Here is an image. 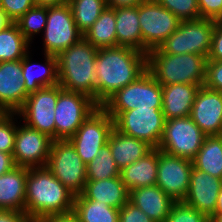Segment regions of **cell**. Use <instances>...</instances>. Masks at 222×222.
I'll return each mask as SVG.
<instances>
[{
  "label": "cell",
  "instance_id": "obj_4",
  "mask_svg": "<svg viewBox=\"0 0 222 222\" xmlns=\"http://www.w3.org/2000/svg\"><path fill=\"white\" fill-rule=\"evenodd\" d=\"M207 58L198 54L170 55L158 48L147 54V70L162 85L184 83L204 86Z\"/></svg>",
  "mask_w": 222,
  "mask_h": 222
},
{
  "label": "cell",
  "instance_id": "obj_20",
  "mask_svg": "<svg viewBox=\"0 0 222 222\" xmlns=\"http://www.w3.org/2000/svg\"><path fill=\"white\" fill-rule=\"evenodd\" d=\"M129 201L154 222H165L175 201L159 186H147L129 191Z\"/></svg>",
  "mask_w": 222,
  "mask_h": 222
},
{
  "label": "cell",
  "instance_id": "obj_45",
  "mask_svg": "<svg viewBox=\"0 0 222 222\" xmlns=\"http://www.w3.org/2000/svg\"><path fill=\"white\" fill-rule=\"evenodd\" d=\"M38 222H79L73 213L65 215H53L40 219Z\"/></svg>",
  "mask_w": 222,
  "mask_h": 222
},
{
  "label": "cell",
  "instance_id": "obj_33",
  "mask_svg": "<svg viewBox=\"0 0 222 222\" xmlns=\"http://www.w3.org/2000/svg\"><path fill=\"white\" fill-rule=\"evenodd\" d=\"M87 180H104L120 176V169L112 157L108 143L98 155L86 165Z\"/></svg>",
  "mask_w": 222,
  "mask_h": 222
},
{
  "label": "cell",
  "instance_id": "obj_47",
  "mask_svg": "<svg viewBox=\"0 0 222 222\" xmlns=\"http://www.w3.org/2000/svg\"><path fill=\"white\" fill-rule=\"evenodd\" d=\"M35 6H59L68 3V0H33Z\"/></svg>",
  "mask_w": 222,
  "mask_h": 222
},
{
  "label": "cell",
  "instance_id": "obj_51",
  "mask_svg": "<svg viewBox=\"0 0 222 222\" xmlns=\"http://www.w3.org/2000/svg\"><path fill=\"white\" fill-rule=\"evenodd\" d=\"M7 112L0 106V118L3 117Z\"/></svg>",
  "mask_w": 222,
  "mask_h": 222
},
{
  "label": "cell",
  "instance_id": "obj_29",
  "mask_svg": "<svg viewBox=\"0 0 222 222\" xmlns=\"http://www.w3.org/2000/svg\"><path fill=\"white\" fill-rule=\"evenodd\" d=\"M192 162L194 168L222 180V135L206 136Z\"/></svg>",
  "mask_w": 222,
  "mask_h": 222
},
{
  "label": "cell",
  "instance_id": "obj_50",
  "mask_svg": "<svg viewBox=\"0 0 222 222\" xmlns=\"http://www.w3.org/2000/svg\"><path fill=\"white\" fill-rule=\"evenodd\" d=\"M210 222H222V213H217L210 218Z\"/></svg>",
  "mask_w": 222,
  "mask_h": 222
},
{
  "label": "cell",
  "instance_id": "obj_31",
  "mask_svg": "<svg viewBox=\"0 0 222 222\" xmlns=\"http://www.w3.org/2000/svg\"><path fill=\"white\" fill-rule=\"evenodd\" d=\"M29 44L14 22L0 31V62L21 60L29 53Z\"/></svg>",
  "mask_w": 222,
  "mask_h": 222
},
{
  "label": "cell",
  "instance_id": "obj_39",
  "mask_svg": "<svg viewBox=\"0 0 222 222\" xmlns=\"http://www.w3.org/2000/svg\"><path fill=\"white\" fill-rule=\"evenodd\" d=\"M204 86L215 91H222V61H207Z\"/></svg>",
  "mask_w": 222,
  "mask_h": 222
},
{
  "label": "cell",
  "instance_id": "obj_7",
  "mask_svg": "<svg viewBox=\"0 0 222 222\" xmlns=\"http://www.w3.org/2000/svg\"><path fill=\"white\" fill-rule=\"evenodd\" d=\"M46 167L75 196L83 192L86 164L69 140H52Z\"/></svg>",
  "mask_w": 222,
  "mask_h": 222
},
{
  "label": "cell",
  "instance_id": "obj_19",
  "mask_svg": "<svg viewBox=\"0 0 222 222\" xmlns=\"http://www.w3.org/2000/svg\"><path fill=\"white\" fill-rule=\"evenodd\" d=\"M28 95L22 79V59L0 62V106L7 113H17Z\"/></svg>",
  "mask_w": 222,
  "mask_h": 222
},
{
  "label": "cell",
  "instance_id": "obj_5",
  "mask_svg": "<svg viewBox=\"0 0 222 222\" xmlns=\"http://www.w3.org/2000/svg\"><path fill=\"white\" fill-rule=\"evenodd\" d=\"M119 132L143 140L152 148H158L165 126L162 107L136 108L123 112H107Z\"/></svg>",
  "mask_w": 222,
  "mask_h": 222
},
{
  "label": "cell",
  "instance_id": "obj_1",
  "mask_svg": "<svg viewBox=\"0 0 222 222\" xmlns=\"http://www.w3.org/2000/svg\"><path fill=\"white\" fill-rule=\"evenodd\" d=\"M147 70V54L125 46L100 48L95 61V103L102 106Z\"/></svg>",
  "mask_w": 222,
  "mask_h": 222
},
{
  "label": "cell",
  "instance_id": "obj_37",
  "mask_svg": "<svg viewBox=\"0 0 222 222\" xmlns=\"http://www.w3.org/2000/svg\"><path fill=\"white\" fill-rule=\"evenodd\" d=\"M13 115L18 113H6L0 118V151L13 155L17 126L13 121Z\"/></svg>",
  "mask_w": 222,
  "mask_h": 222
},
{
  "label": "cell",
  "instance_id": "obj_3",
  "mask_svg": "<svg viewBox=\"0 0 222 222\" xmlns=\"http://www.w3.org/2000/svg\"><path fill=\"white\" fill-rule=\"evenodd\" d=\"M98 49L84 37L56 56L58 84L95 101V61Z\"/></svg>",
  "mask_w": 222,
  "mask_h": 222
},
{
  "label": "cell",
  "instance_id": "obj_6",
  "mask_svg": "<svg viewBox=\"0 0 222 222\" xmlns=\"http://www.w3.org/2000/svg\"><path fill=\"white\" fill-rule=\"evenodd\" d=\"M214 28L215 20L212 19L183 20L158 49L170 55L190 53L208 58Z\"/></svg>",
  "mask_w": 222,
  "mask_h": 222
},
{
  "label": "cell",
  "instance_id": "obj_44",
  "mask_svg": "<svg viewBox=\"0 0 222 222\" xmlns=\"http://www.w3.org/2000/svg\"><path fill=\"white\" fill-rule=\"evenodd\" d=\"M15 166L13 155L0 151V175L11 171Z\"/></svg>",
  "mask_w": 222,
  "mask_h": 222
},
{
  "label": "cell",
  "instance_id": "obj_35",
  "mask_svg": "<svg viewBox=\"0 0 222 222\" xmlns=\"http://www.w3.org/2000/svg\"><path fill=\"white\" fill-rule=\"evenodd\" d=\"M181 21L200 19L198 0H155Z\"/></svg>",
  "mask_w": 222,
  "mask_h": 222
},
{
  "label": "cell",
  "instance_id": "obj_26",
  "mask_svg": "<svg viewBox=\"0 0 222 222\" xmlns=\"http://www.w3.org/2000/svg\"><path fill=\"white\" fill-rule=\"evenodd\" d=\"M117 46L142 52V31L138 19V6L115 8Z\"/></svg>",
  "mask_w": 222,
  "mask_h": 222
},
{
  "label": "cell",
  "instance_id": "obj_41",
  "mask_svg": "<svg viewBox=\"0 0 222 222\" xmlns=\"http://www.w3.org/2000/svg\"><path fill=\"white\" fill-rule=\"evenodd\" d=\"M201 18L222 20V0H198Z\"/></svg>",
  "mask_w": 222,
  "mask_h": 222
},
{
  "label": "cell",
  "instance_id": "obj_27",
  "mask_svg": "<svg viewBox=\"0 0 222 222\" xmlns=\"http://www.w3.org/2000/svg\"><path fill=\"white\" fill-rule=\"evenodd\" d=\"M45 58L46 63L43 67L38 64L30 63L31 61L28 53L22 58V79L24 80L25 90L28 94L34 93L43 87H50L58 84L56 56L45 54ZM35 66L41 67V74L40 72L38 74L35 73L36 71L34 70L37 69H34Z\"/></svg>",
  "mask_w": 222,
  "mask_h": 222
},
{
  "label": "cell",
  "instance_id": "obj_8",
  "mask_svg": "<svg viewBox=\"0 0 222 222\" xmlns=\"http://www.w3.org/2000/svg\"><path fill=\"white\" fill-rule=\"evenodd\" d=\"M101 107L106 112L162 107V87L146 70L134 82L117 91Z\"/></svg>",
  "mask_w": 222,
  "mask_h": 222
},
{
  "label": "cell",
  "instance_id": "obj_42",
  "mask_svg": "<svg viewBox=\"0 0 222 222\" xmlns=\"http://www.w3.org/2000/svg\"><path fill=\"white\" fill-rule=\"evenodd\" d=\"M207 61H222V20L215 21L212 45Z\"/></svg>",
  "mask_w": 222,
  "mask_h": 222
},
{
  "label": "cell",
  "instance_id": "obj_21",
  "mask_svg": "<svg viewBox=\"0 0 222 222\" xmlns=\"http://www.w3.org/2000/svg\"><path fill=\"white\" fill-rule=\"evenodd\" d=\"M162 112L166 120L190 116L197 84L176 83L162 85Z\"/></svg>",
  "mask_w": 222,
  "mask_h": 222
},
{
  "label": "cell",
  "instance_id": "obj_25",
  "mask_svg": "<svg viewBox=\"0 0 222 222\" xmlns=\"http://www.w3.org/2000/svg\"><path fill=\"white\" fill-rule=\"evenodd\" d=\"M107 143L120 170L141 159L152 149L145 141L125 135L115 128L110 133Z\"/></svg>",
  "mask_w": 222,
  "mask_h": 222
},
{
  "label": "cell",
  "instance_id": "obj_10",
  "mask_svg": "<svg viewBox=\"0 0 222 222\" xmlns=\"http://www.w3.org/2000/svg\"><path fill=\"white\" fill-rule=\"evenodd\" d=\"M99 106L89 96L62 90L55 107V140H69Z\"/></svg>",
  "mask_w": 222,
  "mask_h": 222
},
{
  "label": "cell",
  "instance_id": "obj_23",
  "mask_svg": "<svg viewBox=\"0 0 222 222\" xmlns=\"http://www.w3.org/2000/svg\"><path fill=\"white\" fill-rule=\"evenodd\" d=\"M81 194L86 199L101 201L117 209L129 201V190L120 176L104 180H87Z\"/></svg>",
  "mask_w": 222,
  "mask_h": 222
},
{
  "label": "cell",
  "instance_id": "obj_18",
  "mask_svg": "<svg viewBox=\"0 0 222 222\" xmlns=\"http://www.w3.org/2000/svg\"><path fill=\"white\" fill-rule=\"evenodd\" d=\"M222 180L208 173L192 168L190 186L183 202L206 215L209 219L215 215L217 198Z\"/></svg>",
  "mask_w": 222,
  "mask_h": 222
},
{
  "label": "cell",
  "instance_id": "obj_28",
  "mask_svg": "<svg viewBox=\"0 0 222 222\" xmlns=\"http://www.w3.org/2000/svg\"><path fill=\"white\" fill-rule=\"evenodd\" d=\"M115 25V9L107 6L83 37L97 49L116 47Z\"/></svg>",
  "mask_w": 222,
  "mask_h": 222
},
{
  "label": "cell",
  "instance_id": "obj_43",
  "mask_svg": "<svg viewBox=\"0 0 222 222\" xmlns=\"http://www.w3.org/2000/svg\"><path fill=\"white\" fill-rule=\"evenodd\" d=\"M0 222H33L24 212L17 210H0Z\"/></svg>",
  "mask_w": 222,
  "mask_h": 222
},
{
  "label": "cell",
  "instance_id": "obj_49",
  "mask_svg": "<svg viewBox=\"0 0 222 222\" xmlns=\"http://www.w3.org/2000/svg\"><path fill=\"white\" fill-rule=\"evenodd\" d=\"M222 213V187L219 191L218 198H217V206L215 209V214Z\"/></svg>",
  "mask_w": 222,
  "mask_h": 222
},
{
  "label": "cell",
  "instance_id": "obj_2",
  "mask_svg": "<svg viewBox=\"0 0 222 222\" xmlns=\"http://www.w3.org/2000/svg\"><path fill=\"white\" fill-rule=\"evenodd\" d=\"M75 195L46 167L28 168L25 214L33 222L48 216L72 213Z\"/></svg>",
  "mask_w": 222,
  "mask_h": 222
},
{
  "label": "cell",
  "instance_id": "obj_30",
  "mask_svg": "<svg viewBox=\"0 0 222 222\" xmlns=\"http://www.w3.org/2000/svg\"><path fill=\"white\" fill-rule=\"evenodd\" d=\"M72 213L79 222H119V209L96 200L76 195Z\"/></svg>",
  "mask_w": 222,
  "mask_h": 222
},
{
  "label": "cell",
  "instance_id": "obj_24",
  "mask_svg": "<svg viewBox=\"0 0 222 222\" xmlns=\"http://www.w3.org/2000/svg\"><path fill=\"white\" fill-rule=\"evenodd\" d=\"M157 166L158 148H152L141 159L120 170V177L129 191L154 186L157 180Z\"/></svg>",
  "mask_w": 222,
  "mask_h": 222
},
{
  "label": "cell",
  "instance_id": "obj_15",
  "mask_svg": "<svg viewBox=\"0 0 222 222\" xmlns=\"http://www.w3.org/2000/svg\"><path fill=\"white\" fill-rule=\"evenodd\" d=\"M193 162L158 149L156 185L175 202L183 201L190 186Z\"/></svg>",
  "mask_w": 222,
  "mask_h": 222
},
{
  "label": "cell",
  "instance_id": "obj_11",
  "mask_svg": "<svg viewBox=\"0 0 222 222\" xmlns=\"http://www.w3.org/2000/svg\"><path fill=\"white\" fill-rule=\"evenodd\" d=\"M206 135L190 116L165 121L158 149L181 158L193 160Z\"/></svg>",
  "mask_w": 222,
  "mask_h": 222
},
{
  "label": "cell",
  "instance_id": "obj_12",
  "mask_svg": "<svg viewBox=\"0 0 222 222\" xmlns=\"http://www.w3.org/2000/svg\"><path fill=\"white\" fill-rule=\"evenodd\" d=\"M113 128V118L99 106L82 123L69 141L87 165L98 155L102 146L107 144Z\"/></svg>",
  "mask_w": 222,
  "mask_h": 222
},
{
  "label": "cell",
  "instance_id": "obj_46",
  "mask_svg": "<svg viewBox=\"0 0 222 222\" xmlns=\"http://www.w3.org/2000/svg\"><path fill=\"white\" fill-rule=\"evenodd\" d=\"M144 1L145 0H106L107 6L114 9L138 6L140 3H143Z\"/></svg>",
  "mask_w": 222,
  "mask_h": 222
},
{
  "label": "cell",
  "instance_id": "obj_48",
  "mask_svg": "<svg viewBox=\"0 0 222 222\" xmlns=\"http://www.w3.org/2000/svg\"><path fill=\"white\" fill-rule=\"evenodd\" d=\"M13 23V20L2 9H0V31L8 28Z\"/></svg>",
  "mask_w": 222,
  "mask_h": 222
},
{
  "label": "cell",
  "instance_id": "obj_32",
  "mask_svg": "<svg viewBox=\"0 0 222 222\" xmlns=\"http://www.w3.org/2000/svg\"><path fill=\"white\" fill-rule=\"evenodd\" d=\"M73 18L77 29L84 34L107 7L106 0H70Z\"/></svg>",
  "mask_w": 222,
  "mask_h": 222
},
{
  "label": "cell",
  "instance_id": "obj_40",
  "mask_svg": "<svg viewBox=\"0 0 222 222\" xmlns=\"http://www.w3.org/2000/svg\"><path fill=\"white\" fill-rule=\"evenodd\" d=\"M119 222H154L137 206L128 201L119 209Z\"/></svg>",
  "mask_w": 222,
  "mask_h": 222
},
{
  "label": "cell",
  "instance_id": "obj_16",
  "mask_svg": "<svg viewBox=\"0 0 222 222\" xmlns=\"http://www.w3.org/2000/svg\"><path fill=\"white\" fill-rule=\"evenodd\" d=\"M52 138L47 134L27 127H17L13 160L15 166L33 168L46 166Z\"/></svg>",
  "mask_w": 222,
  "mask_h": 222
},
{
  "label": "cell",
  "instance_id": "obj_36",
  "mask_svg": "<svg viewBox=\"0 0 222 222\" xmlns=\"http://www.w3.org/2000/svg\"><path fill=\"white\" fill-rule=\"evenodd\" d=\"M165 222H210V219L183 201L175 202Z\"/></svg>",
  "mask_w": 222,
  "mask_h": 222
},
{
  "label": "cell",
  "instance_id": "obj_9",
  "mask_svg": "<svg viewBox=\"0 0 222 222\" xmlns=\"http://www.w3.org/2000/svg\"><path fill=\"white\" fill-rule=\"evenodd\" d=\"M138 19L142 31V52L158 48L174 31L181 20L155 0L138 5Z\"/></svg>",
  "mask_w": 222,
  "mask_h": 222
},
{
  "label": "cell",
  "instance_id": "obj_14",
  "mask_svg": "<svg viewBox=\"0 0 222 222\" xmlns=\"http://www.w3.org/2000/svg\"><path fill=\"white\" fill-rule=\"evenodd\" d=\"M62 90L59 84L43 87L29 94L23 107L17 112L19 116H23L27 127L47 134L52 140H55L54 109Z\"/></svg>",
  "mask_w": 222,
  "mask_h": 222
},
{
  "label": "cell",
  "instance_id": "obj_17",
  "mask_svg": "<svg viewBox=\"0 0 222 222\" xmlns=\"http://www.w3.org/2000/svg\"><path fill=\"white\" fill-rule=\"evenodd\" d=\"M190 117L206 136L222 135V91L201 86L195 95Z\"/></svg>",
  "mask_w": 222,
  "mask_h": 222
},
{
  "label": "cell",
  "instance_id": "obj_22",
  "mask_svg": "<svg viewBox=\"0 0 222 222\" xmlns=\"http://www.w3.org/2000/svg\"><path fill=\"white\" fill-rule=\"evenodd\" d=\"M28 168L16 166L0 175V210L25 213V186Z\"/></svg>",
  "mask_w": 222,
  "mask_h": 222
},
{
  "label": "cell",
  "instance_id": "obj_34",
  "mask_svg": "<svg viewBox=\"0 0 222 222\" xmlns=\"http://www.w3.org/2000/svg\"><path fill=\"white\" fill-rule=\"evenodd\" d=\"M47 22V6H34L22 15L15 23L20 32L30 43L33 35L45 29Z\"/></svg>",
  "mask_w": 222,
  "mask_h": 222
},
{
  "label": "cell",
  "instance_id": "obj_38",
  "mask_svg": "<svg viewBox=\"0 0 222 222\" xmlns=\"http://www.w3.org/2000/svg\"><path fill=\"white\" fill-rule=\"evenodd\" d=\"M33 0H1L2 10L15 22L34 7Z\"/></svg>",
  "mask_w": 222,
  "mask_h": 222
},
{
  "label": "cell",
  "instance_id": "obj_13",
  "mask_svg": "<svg viewBox=\"0 0 222 222\" xmlns=\"http://www.w3.org/2000/svg\"><path fill=\"white\" fill-rule=\"evenodd\" d=\"M44 30V54L53 56L59 55L83 38V34L77 29L68 3L47 6V22Z\"/></svg>",
  "mask_w": 222,
  "mask_h": 222
}]
</instances>
